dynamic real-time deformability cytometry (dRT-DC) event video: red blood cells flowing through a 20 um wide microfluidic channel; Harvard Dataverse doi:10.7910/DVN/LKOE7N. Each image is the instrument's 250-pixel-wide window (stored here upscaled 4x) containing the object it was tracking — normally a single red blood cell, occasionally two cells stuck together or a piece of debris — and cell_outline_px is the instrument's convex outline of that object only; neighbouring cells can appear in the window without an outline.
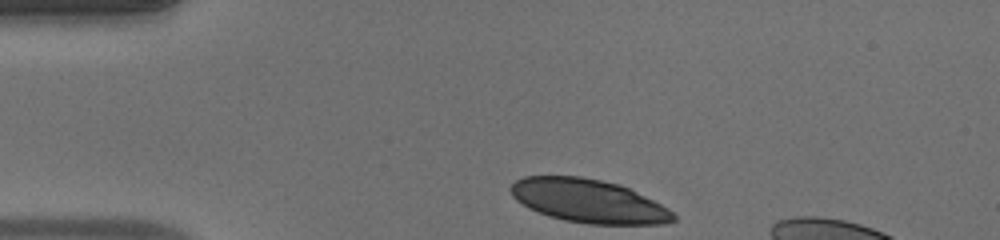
{"species": "human", "species_latin": "Homo sapiens", "temperature_condition": "warm", "stored_images_in_passage": 34, "camera_frame_rate_fps": 3000, "um_per_image_px": 0.085, "donor": {"sex": "male"}, "frame": {"image": 1, "passage_image": 1, "time_ms": 0.0, "image_size_px": [1000, 240], "cell_outline_px": [[676, 220], [660, 224], [588, 224], [564, 220], [548, 216], [528, 208], [516, 200], [512, 196], [512, 184], [516, 180], [524, 176], [580, 176], [620, 184], [668, 208], [676, 216]], "centroid_in_image_um": [50.01, 17.09], "position_along_channel_um": 35.0, "area_um2": 40.92}}
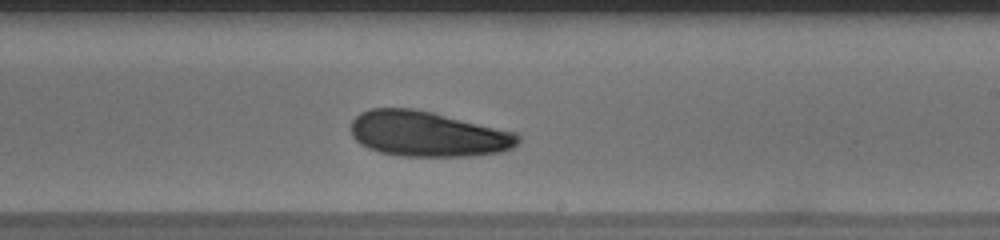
{"frame": {"image": 2, "passage_image": 20, "time_ms": 6.333, "image_size_px": [1000, 240], "cell_outline_px": [[520, 140], [512, 148], [500, 152], [472, 156], [400, 156], [380, 152], [368, 148], [360, 144], [352, 136], [352, 120], [360, 112], [372, 108], [412, 108], [432, 112], [516, 132], [520, 136]], "centroid_in_image_um": [36.35, 11.39], "position_along_channel_um": 252.6, "area_um2": 44.16}}
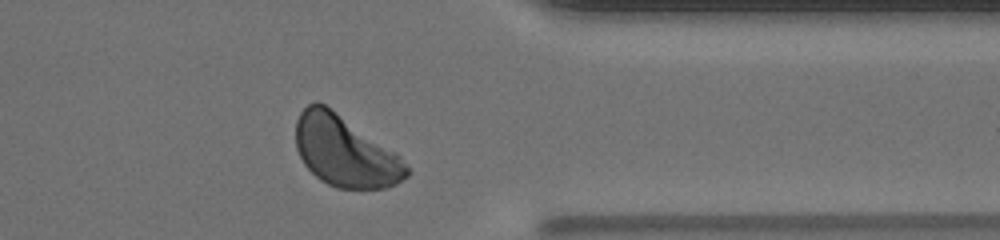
{"frame": {"image": 3, "passage_image": 30, "time_ms": 9.667, "image_size_px": [1000, 240], "cell_outline_px": [[408, 176], [396, 184], [384, 188], [336, 188], [320, 180], [304, 164], [296, 148], [296, 120], [300, 112], [308, 104], [316, 100], [324, 104], [396, 152], [400, 156], [408, 168]], "centroid_in_image_um": [29.31, 12.87], "position_along_channel_um": 382.1, "area_um2": 45.32}, "authors_computed_cell_mechanics": {"area_um2": 44.1592, "velocity_mm_per_s": 4.1621, "shape_relaxation_time_tau1_ms": 2.3436, "shape_relaxation_time_tau2_ms": null, "deformation_change_tau1": 0.0767, "deformation_change_tau2": null}}